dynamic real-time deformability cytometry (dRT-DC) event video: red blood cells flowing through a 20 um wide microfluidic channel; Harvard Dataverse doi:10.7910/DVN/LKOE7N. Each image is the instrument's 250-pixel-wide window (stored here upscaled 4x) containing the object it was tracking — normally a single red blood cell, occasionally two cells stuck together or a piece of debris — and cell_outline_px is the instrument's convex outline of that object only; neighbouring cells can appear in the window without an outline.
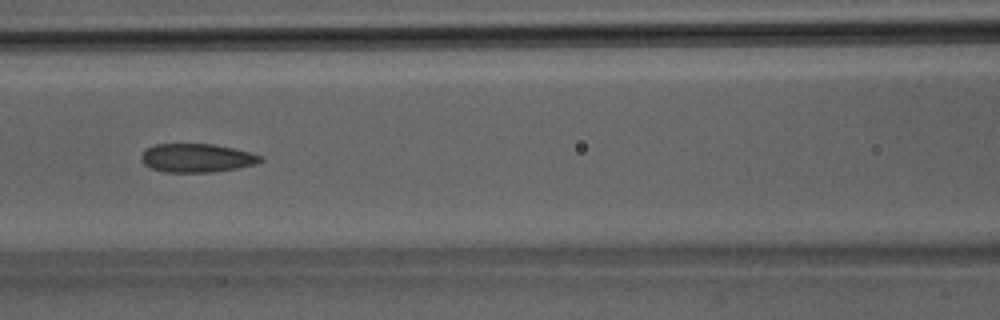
{"species": "Egyptian fruit bat (a non-hibernating species)", "species_latin": "Rousettus aegyptiacus", "temperature_condition": "room temperature", "stored_images_in_passage": 38, "segment_of_instrument_passage": [1, 2], "camera_frame_rate_fps": 3000, "um_per_image_px": 0.085, "animal": {"sex": "male"}, "frame": {"image": 1, "passage_image": 16, "time_ms": 5.0, "image_size_px": [1000, 320], "cell_outline_px": [[264, 160], [256, 164], [236, 168], [212, 172], [164, 172], [152, 168], [144, 164], [140, 160], [140, 156], [144, 148], [156, 144], [212, 144], [252, 152], [264, 156]], "centroid_in_image_um": [16.72, 13.42], "position_along_channel_um": 149.9, "area_um2": 20.06}}
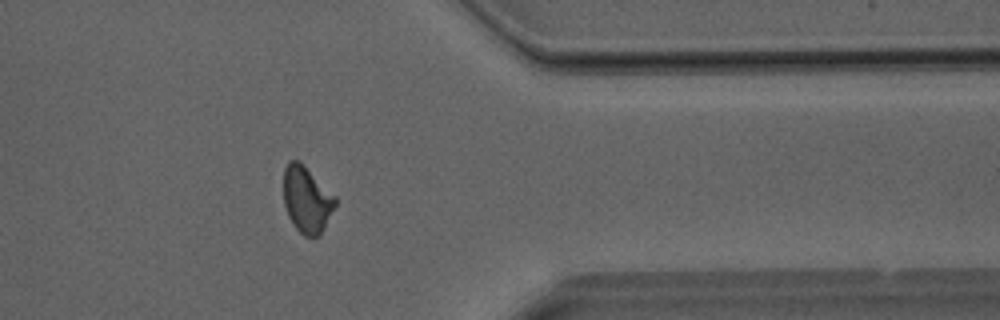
{"frame": {"image": 2, "passage_image": 30, "time_ms": 9.667, "image_size_px": [1000, 320], "cell_outline_px": [[336, 204], [320, 236], [304, 236], [292, 224], [288, 216], [284, 204], [284, 168], [288, 160], [300, 160], [336, 196]], "centroid_in_image_um": [26.07, 16.94], "position_along_channel_um": 385.3, "area_um2": 20.17}}
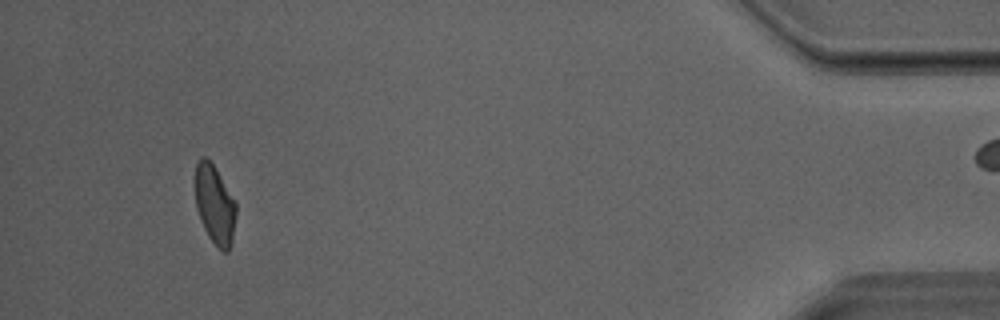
{"frame": {"image": 3, "passage_image": 35, "time_ms": 11.333, "image_size_px": [1000, 320], "cell_outline_px": [[236, 216], [232, 244], [228, 252], [224, 252], [208, 236], [200, 220], [196, 208], [196, 164], [200, 156], [204, 156], [216, 168], [236, 200]], "centroid_in_image_um": [18.28, 17.39], "position_along_channel_um": 416.9, "area_um2": 18.9}}